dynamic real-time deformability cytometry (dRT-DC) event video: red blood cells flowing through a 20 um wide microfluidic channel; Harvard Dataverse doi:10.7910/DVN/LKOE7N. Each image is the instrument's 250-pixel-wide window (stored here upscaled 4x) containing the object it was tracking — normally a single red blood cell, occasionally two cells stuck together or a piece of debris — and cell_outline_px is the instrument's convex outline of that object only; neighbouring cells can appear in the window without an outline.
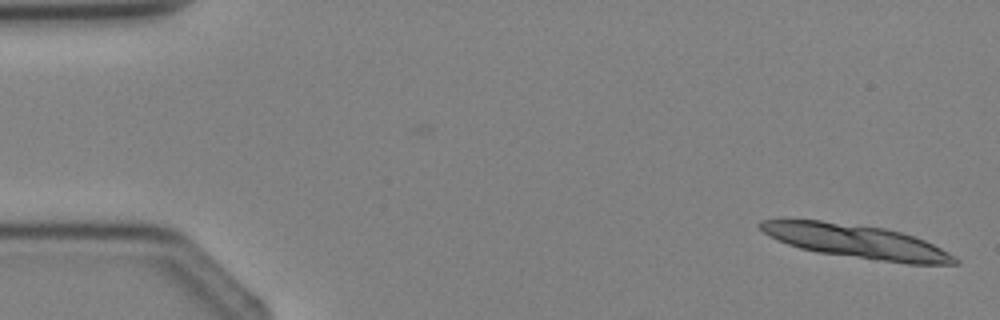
{"species": "Egyptian fruit bat (a non-hibernating species)", "species_latin": "Rousettus aegyptiacus", "temperature_condition": "cold", "stored_images_in_passage": 2, "camera_frame_rate_fps": 3000, "um_per_image_px": 0.085, "animal": {"sex": "female"}, "frame": {"image": 1, "passage_image": 2, "time_ms": 1.333, "image_size_px": [1000, 320], "cell_outline_px": [[960, 264], [908, 264], [876, 260], [816, 252], [800, 248], [788, 244], [768, 236], [756, 224], [760, 220], [780, 216], [820, 220], [884, 228], [900, 232], [924, 240], [956, 256], [960, 260]], "centroid_in_image_um": [72.67, 20.49], "position_along_channel_um": 12.3, "area_um2": 38.78}}